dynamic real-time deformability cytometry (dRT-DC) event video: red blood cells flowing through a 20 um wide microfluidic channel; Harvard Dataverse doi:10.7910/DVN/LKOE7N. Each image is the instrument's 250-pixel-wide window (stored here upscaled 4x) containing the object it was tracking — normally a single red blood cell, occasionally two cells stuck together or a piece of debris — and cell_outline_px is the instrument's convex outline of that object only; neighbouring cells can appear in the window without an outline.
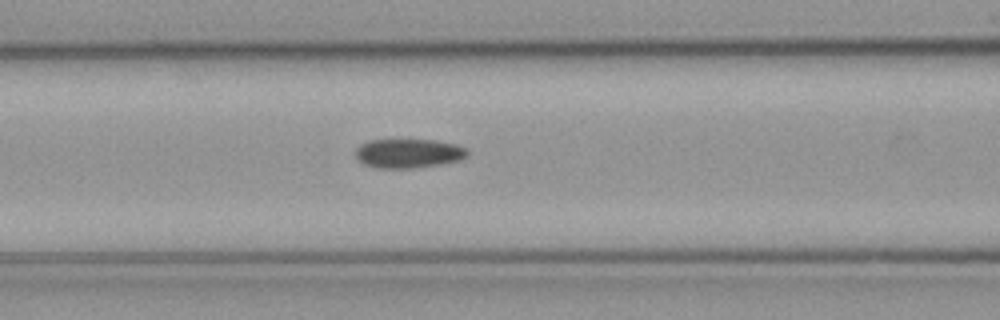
{"species": "common noctule bat (a hibernating species)", "species_latin": "Nyctalus noctula", "temperature_condition": "cold", "stored_images_in_passage": 19, "camera_frame_rate_fps": 3000, "um_per_image_px": 0.085, "animal": {"sex": "male", "body_mass_g": 23.1, "forearm_length_mm": 52.7}, "frame": {"image": 1, "passage_image": 14, "time_ms": 4.333, "image_size_px": [1000, 320], "cell_outline_px": [[468, 152], [460, 160], [440, 164], [412, 168], [376, 168], [364, 164], [356, 156], [356, 148], [360, 144], [368, 140], [432, 140], [452, 144], [464, 148]], "centroid_in_image_um": [34.65, 13.04], "position_along_channel_um": 131.9, "area_um2": 18.67}}